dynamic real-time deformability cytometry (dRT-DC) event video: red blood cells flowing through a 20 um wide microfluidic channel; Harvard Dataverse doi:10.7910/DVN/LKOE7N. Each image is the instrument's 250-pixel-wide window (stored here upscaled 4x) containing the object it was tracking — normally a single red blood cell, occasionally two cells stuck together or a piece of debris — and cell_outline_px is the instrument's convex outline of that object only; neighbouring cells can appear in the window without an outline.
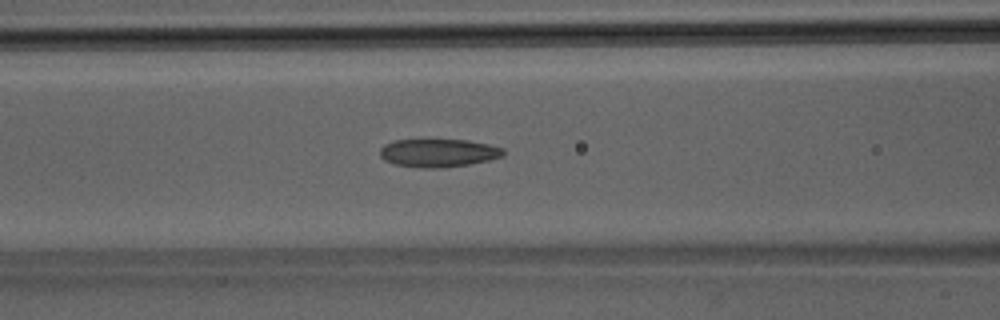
{"species": "Egyptian fruit bat (a non-hibernating species)", "species_latin": "Rousettus aegyptiacus", "temperature_condition": "room temperature", "stored_images_in_passage": 40, "camera_frame_rate_fps": 3000, "um_per_image_px": 0.085, "animal": {"sex": "male"}, "frame": {"image": 1, "passage_image": 16, "time_ms": 5.0, "image_size_px": [1000, 320], "cell_outline_px": [[504, 156], [488, 160], [468, 164], [444, 168], [424, 168], [396, 164], [384, 160], [380, 156], [380, 148], [384, 144], [396, 140], [468, 140], [488, 144], [504, 148]], "centroid_in_image_um": [37.27, 13.0], "position_along_channel_um": 129.3, "area_um2": 20.17}}
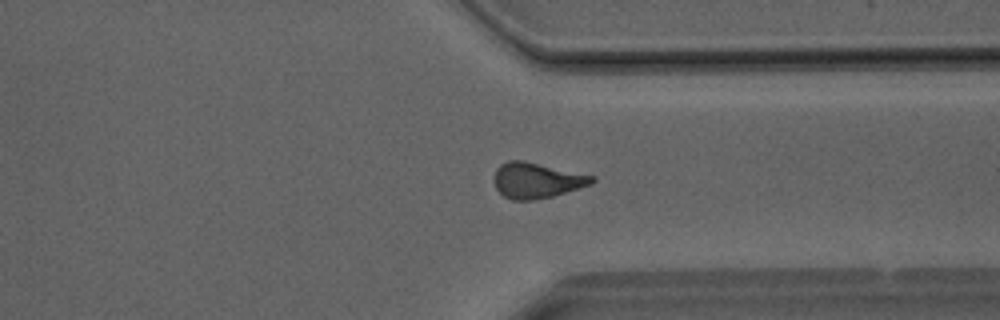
{"frame": {"image": 2, "passage_image": 30, "time_ms": 9.667, "image_size_px": [1000, 320], "cell_outline_px": [[596, 180], [592, 184], [552, 196], [532, 200], [512, 200], [504, 196], [496, 188], [496, 168], [500, 164], [508, 160], [524, 160], [596, 176]], "centroid_in_image_um": [45.65, 15.32], "position_along_channel_um": 365.7, "area_um2": 20.17}}
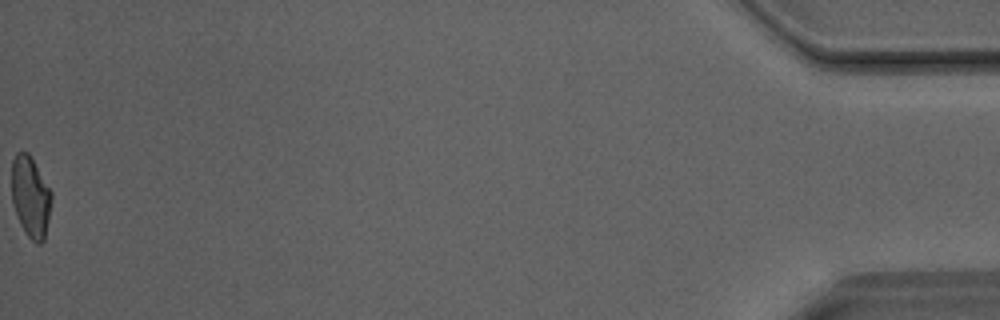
{"frame": {"image": 3, "passage_image": 40, "time_ms": 13.0, "image_size_px": [1000, 320], "cell_outline_px": [[52, 200], [44, 240], [40, 244], [36, 244], [28, 236], [20, 224], [12, 204], [12, 160], [16, 152], [28, 152], [52, 192]], "centroid_in_image_um": [2.59, 16.73], "position_along_channel_um": 432.6, "area_um2": 18.79}}